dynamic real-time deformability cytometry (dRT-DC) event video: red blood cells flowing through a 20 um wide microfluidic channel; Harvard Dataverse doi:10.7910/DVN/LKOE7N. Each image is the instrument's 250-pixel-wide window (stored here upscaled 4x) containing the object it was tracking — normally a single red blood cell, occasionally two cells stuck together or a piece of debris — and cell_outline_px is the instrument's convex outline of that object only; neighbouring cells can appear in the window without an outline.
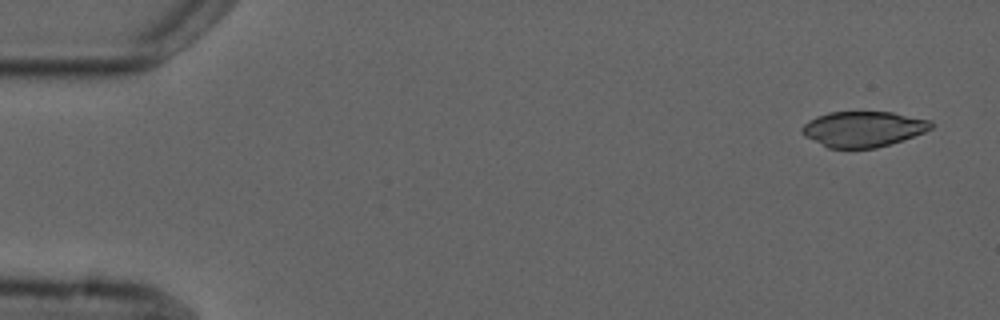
{"species": "common noctule bat (a hibernating species)", "species_latin": "Nyctalus noctula", "temperature_condition": "cold", "stored_images_in_passage": 7, "camera_frame_rate_fps": 3000, "um_per_image_px": 0.085, "animal": {"sex": "male", "forearm_length_mm": 52.5}, "frame": {"image": 1, "passage_image": 1, "time_ms": 0.0, "image_size_px": [1000, 320], "cell_outline_px": [[932, 128], [924, 132], [876, 148], [828, 148], [804, 136], [800, 132], [800, 128], [808, 120], [816, 116], [828, 112], [892, 112], [932, 120]], "centroid_in_image_um": [73.32, 10.96], "position_along_channel_um": 11.7, "area_um2": 26.7}}
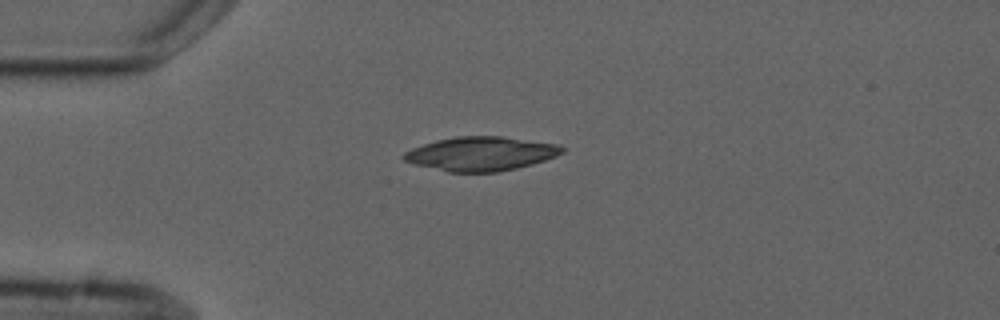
{"frame": {"image": 2, "passage_image": 4, "time_ms": 3.667, "image_size_px": [1000, 320], "cell_outline_px": [[564, 152], [556, 156], [532, 164], [516, 168], [496, 172], [448, 172], [416, 164], [404, 160], [400, 156], [404, 152], [412, 148], [436, 140], [456, 136], [500, 136], [556, 144], [564, 148]], "centroid_in_image_um": [40.85, 13.06], "position_along_channel_um": 44.1, "area_um2": 31.15}}